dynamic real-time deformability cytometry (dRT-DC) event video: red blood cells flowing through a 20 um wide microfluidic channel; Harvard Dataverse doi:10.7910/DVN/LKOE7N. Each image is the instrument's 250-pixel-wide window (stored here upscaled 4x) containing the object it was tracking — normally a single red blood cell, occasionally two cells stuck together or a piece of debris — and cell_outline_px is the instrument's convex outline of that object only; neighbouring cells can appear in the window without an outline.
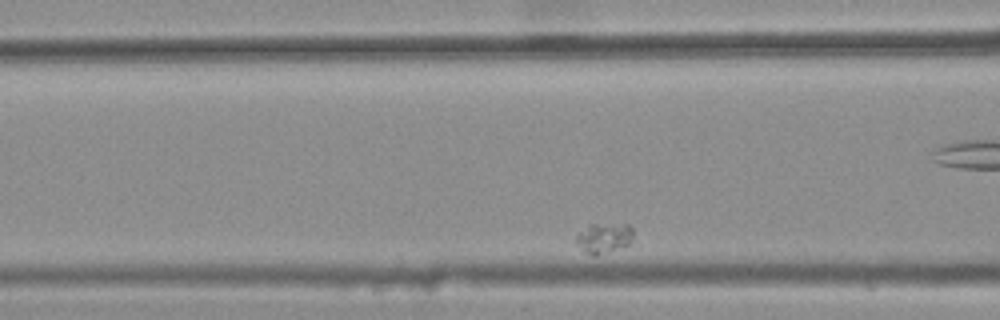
{"species": "common noctule bat (a hibernating species)", "species_latin": "Nyctalus noctula", "temperature_condition": "warm", "stored_images_in_passage": 33, "camera_frame_rate_fps": 3000, "um_per_image_px": 0.085, "animal": {"sex": "female", "body_mass_g": 25.1}, "frame": {"image": 1, "passage_image": 5, "time_ms": 1.333, "image_size_px": [1000, 320], "cell_outline_px": [[632, 236], [628, 244], [624, 248], [596, 256], [592, 256], [584, 252], [576, 244], [576, 236], [588, 224], [628, 224], [632, 228]], "centroid_in_image_um": [51.32, 20.25], "position_along_channel_um": 115.3, "area_um2": 10.23}}
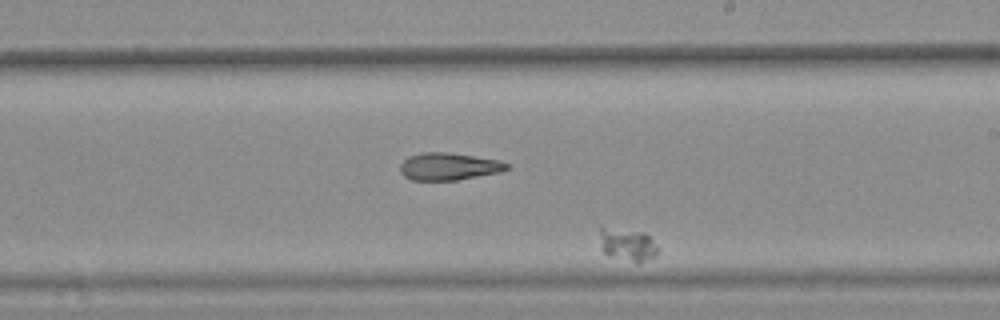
{"frame": {"image": 2, "passage_image": 18, "time_ms": 5.667, "image_size_px": [1000, 320], "cell_outline_px": [[660, 252], [656, 256], [640, 264], [636, 264], [608, 256], [600, 248], [600, 224], [644, 232], [652, 240]], "centroid_in_image_um": [53.3, 20.79], "position_along_channel_um": 235.7, "area_um2": 11.85}}
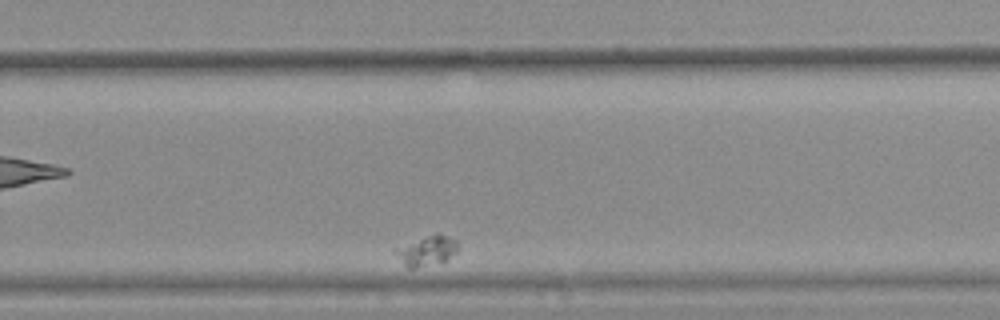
{"frame": {"image": 3, "passage_image": 24, "time_ms": 7.667, "image_size_px": [1000, 320], "cell_outline_px": [[460, 244], [456, 252], [444, 260], [412, 268], [408, 268], [392, 252], [392, 248], [436, 232], [448, 236], [456, 240]], "centroid_in_image_um": [36.23, 21.26], "position_along_channel_um": 293.6, "area_um2": 10.87}}